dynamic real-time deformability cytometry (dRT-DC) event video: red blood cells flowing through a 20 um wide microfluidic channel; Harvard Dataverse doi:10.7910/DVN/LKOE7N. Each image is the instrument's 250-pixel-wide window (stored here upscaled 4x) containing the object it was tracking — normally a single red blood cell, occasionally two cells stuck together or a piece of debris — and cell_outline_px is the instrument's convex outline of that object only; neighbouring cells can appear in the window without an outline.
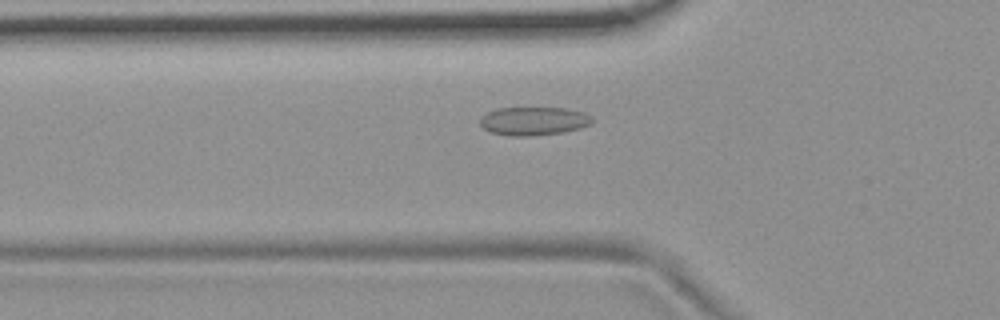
{"species": "common noctule bat (a hibernating species)", "species_latin": "Nyctalus noctula", "temperature_condition": "room temperature", "stored_images_in_passage": 49, "camera_frame_rate_fps": 3000, "um_per_image_px": 0.085, "animal": {"sex": "female", "body_mass_g": 19.9}, "frame": {"image": 1, "passage_image": 13, "time_ms": 4.0, "image_size_px": [1000, 320], "cell_outline_px": [[592, 120], [588, 124], [580, 128], [564, 132], [532, 136], [512, 136], [492, 132], [484, 128], [480, 124], [480, 116], [496, 108], [568, 108], [584, 112], [592, 116]], "centroid_in_image_um": [45.35, 10.28], "position_along_channel_um": 80.4, "area_um2": 18.55}}
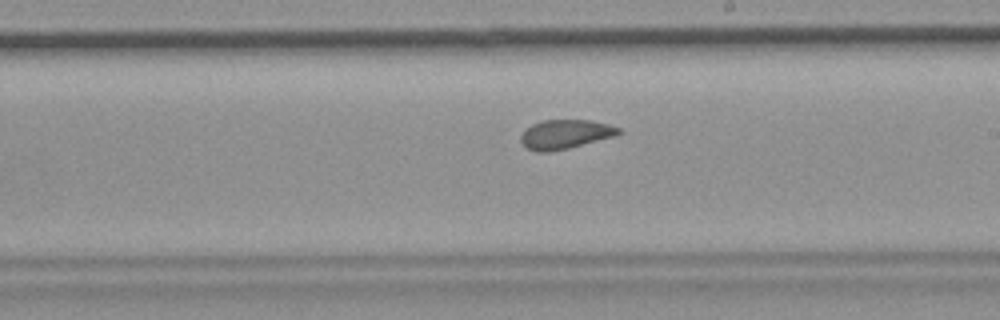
{"frame": {"image": 2, "passage_image": 26, "time_ms": 8.333, "image_size_px": [1000, 320], "cell_outline_px": [[620, 132], [616, 136], [568, 148], [548, 152], [536, 152], [528, 148], [520, 140], [520, 136], [532, 124], [544, 120], [592, 120], [608, 124], [620, 128]], "centroid_in_image_um": [48.06, 11.41], "position_along_channel_um": 240.9, "area_um2": 16.47}}
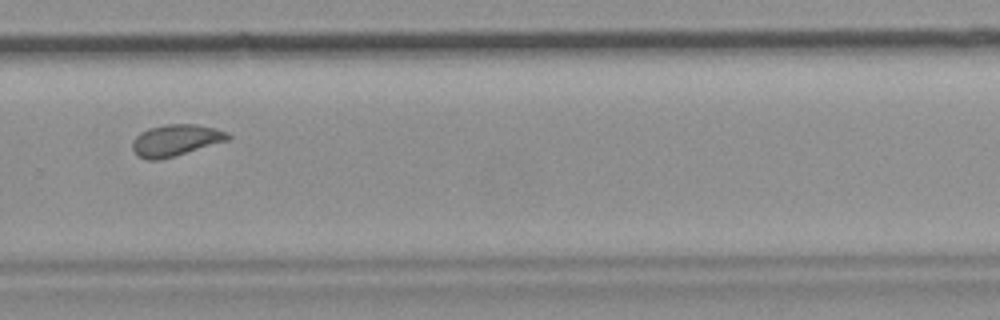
{"frame": {"image": 3, "passage_image": 32, "time_ms": 10.333, "image_size_px": [1000, 320], "cell_outline_px": [[232, 136], [228, 140], [176, 156], [160, 160], [148, 160], [140, 156], [132, 148], [132, 140], [140, 132], [148, 128], [164, 124], [196, 124], [216, 128], [228, 132]], "centroid_in_image_um": [14.95, 11.91], "position_along_channel_um": 314.9, "area_um2": 17.69}, "authors_computed_cell_mechanics": {"area_um2": 17.5134, "velocity_mm_per_s": 3.7008, "shape_relaxation_time_tau1_ms": null, "shape_relaxation_time_tau2_ms": 1.4428, "deformation_change_tau1": null, "deformation_change_tau2": 0.052}}